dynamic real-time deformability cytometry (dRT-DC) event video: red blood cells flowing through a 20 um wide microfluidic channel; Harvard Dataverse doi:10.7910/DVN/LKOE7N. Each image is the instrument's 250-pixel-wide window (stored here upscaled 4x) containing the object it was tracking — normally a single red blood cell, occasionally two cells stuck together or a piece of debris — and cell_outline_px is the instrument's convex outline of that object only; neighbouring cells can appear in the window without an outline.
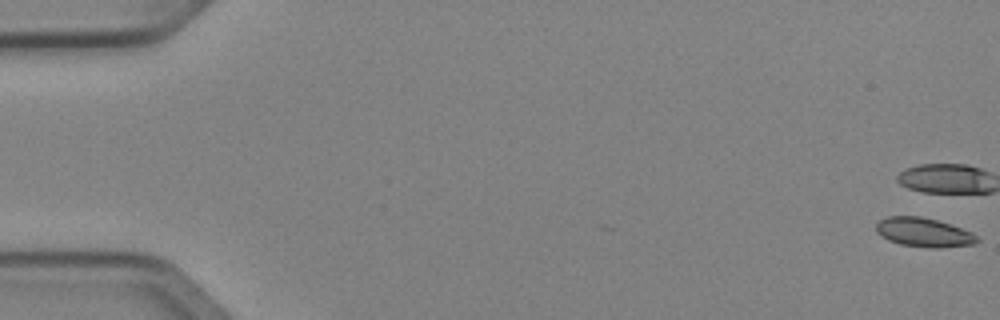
{"species": "Egyptian fruit bat (a non-hibernating species)", "species_latin": "Rousettus aegyptiacus", "temperature_condition": "cold", "stored_images_in_passage": 3, "camera_frame_rate_fps": 3000, "um_per_image_px": 0.085, "animal": {"sex": "female"}, "frame": {"image": 1, "passage_image": 1, "time_ms": 0.0, "image_size_px": [1000, 320], "cell_outline_px": [[980, 240], [976, 244], [940, 248], [932, 248], [900, 244], [888, 240], [880, 236], [876, 232], [876, 224], [880, 220], [888, 216], [920, 216], [936, 220], [972, 232]], "centroid_in_image_um": [78.51, 19.76], "position_along_channel_um": 6.5, "area_um2": 17.11}}